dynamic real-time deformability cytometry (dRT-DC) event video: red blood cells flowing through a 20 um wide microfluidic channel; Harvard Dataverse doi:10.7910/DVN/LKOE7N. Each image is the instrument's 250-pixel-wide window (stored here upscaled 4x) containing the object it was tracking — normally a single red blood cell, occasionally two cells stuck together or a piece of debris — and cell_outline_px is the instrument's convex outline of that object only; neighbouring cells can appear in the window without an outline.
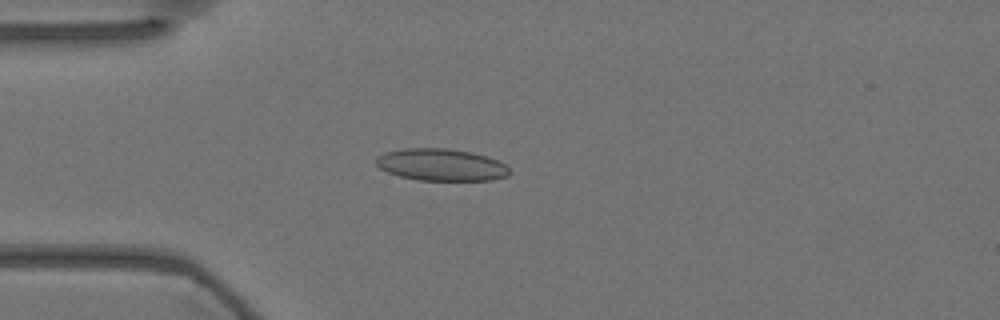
{"species": "Egyptian fruit bat (a non-hibernating species)", "species_latin": "Rousettus aegyptiacus", "temperature_condition": "warm", "stored_images_in_passage": 55, "camera_frame_rate_fps": 3000, "um_per_image_px": 0.085, "animal": {"sex": "female"}, "frame": {"image": 1, "passage_image": 14, "time_ms": 4.333, "image_size_px": [1000, 320], "cell_outline_px": [[508, 176], [492, 180], [420, 180], [400, 176], [388, 172], [380, 168], [376, 164], [376, 156], [384, 152], [404, 148], [448, 148], [472, 152], [496, 160], [504, 164], [508, 168]], "centroid_in_image_um": [37.46, 14.0], "position_along_channel_um": 47.5, "area_um2": 24.8}}
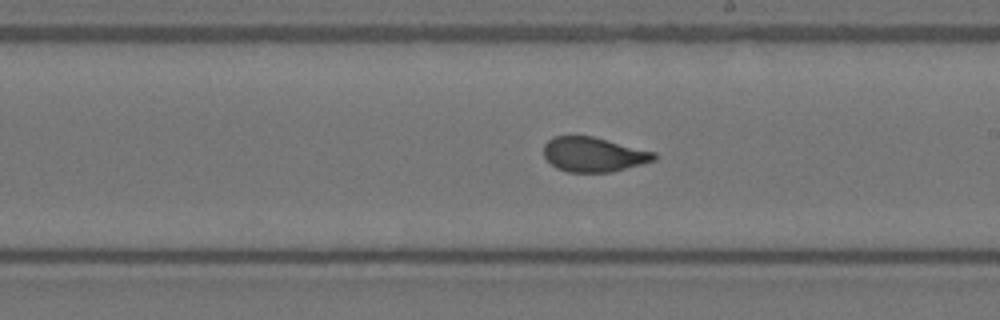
{"frame": {"image": 2, "passage_image": 31, "time_ms": 10.0, "image_size_px": [1000, 320], "cell_outline_px": [[656, 160], [612, 172], [568, 172], [556, 168], [544, 156], [544, 144], [552, 136], [592, 136], [656, 152]], "centroid_in_image_um": [50.45, 13.13], "position_along_channel_um": 238.5, "area_um2": 22.25}}
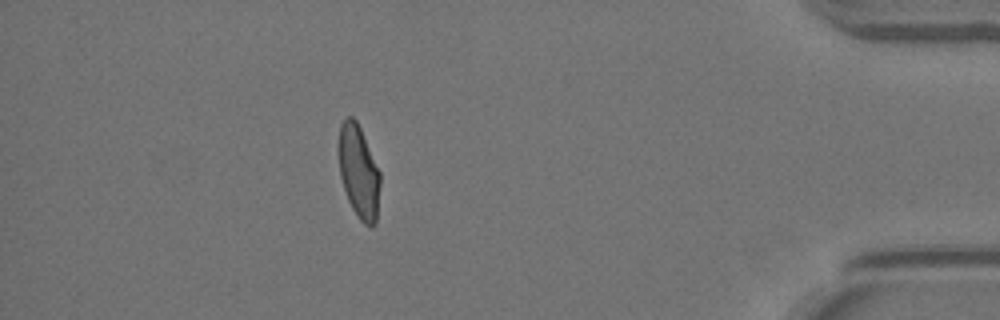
{"frame": {"image": 3, "passage_image": 49, "time_ms": 16.0, "image_size_px": [1000, 320], "cell_outline_px": [[380, 184], [376, 224], [372, 228], [364, 224], [360, 220], [352, 208], [348, 200], [340, 176], [336, 148], [340, 124], [348, 116], [352, 116], [356, 120], [360, 128], [380, 172]], "centroid_in_image_um": [30.46, 14.59], "position_along_channel_um": 404.7, "area_um2": 22.83}, "authors_computed_cell_mechanics": {"area_um2": 22.9466, "velocity_mm_per_s": 3.5862, "shape_relaxation_time_tau1_ms": 8.2548, "shape_relaxation_time_tau2_ms": 0.7168, "deformation_change_tau1": 0.1883, "deformation_change_tau2": 0.0572}}